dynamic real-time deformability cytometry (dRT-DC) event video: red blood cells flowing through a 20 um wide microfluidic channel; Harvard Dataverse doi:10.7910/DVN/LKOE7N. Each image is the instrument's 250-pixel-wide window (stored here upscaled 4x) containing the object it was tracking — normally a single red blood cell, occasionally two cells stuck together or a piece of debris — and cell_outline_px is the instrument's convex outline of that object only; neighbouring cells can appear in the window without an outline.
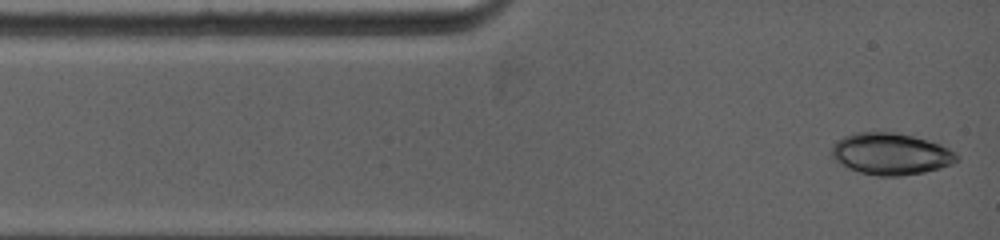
{"species": "common noctule bat (a hibernating species)", "species_latin": "Nyctalus noctula", "temperature_condition": "warm", "stored_images_in_passage": 9, "camera_frame_rate_fps": 5000, "um_per_image_px": 0.085, "animal": {"sex": "female", "body_mass_g": 19.0, "forearm_length_mm": 53.3}, "frame": {"image": 1, "passage_image": 1, "time_ms": 0.0, "image_size_px": [1000, 240], "cell_outline_px": [[960, 160], [952, 164], [940, 168], [924, 172], [900, 176], [880, 176], [860, 172], [848, 168], [836, 160], [832, 156], [832, 144], [836, 140], [844, 136], [856, 132], [896, 132], [940, 140], [956, 152], [960, 156]], "centroid_in_image_um": [75.83, 13.05], "position_along_channel_um": 9.2, "area_um2": 31.27}}
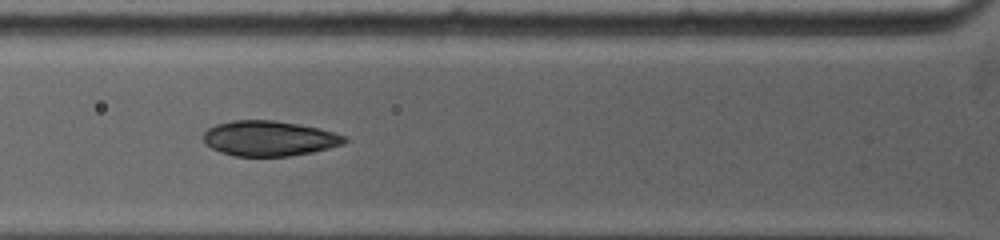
{"frame": {"image": 2, "passage_image": 7, "time_ms": 3.4, "image_size_px": [1000, 240], "cell_outline_px": [[348, 140], [344, 144], [312, 152], [288, 156], [236, 156], [220, 152], [212, 148], [204, 140], [204, 132], [208, 128], [216, 124], [232, 120], [272, 120], [320, 128], [344, 136]], "centroid_in_image_um": [22.87, 11.76], "position_along_channel_um": 102.9, "area_um2": 28.73}}
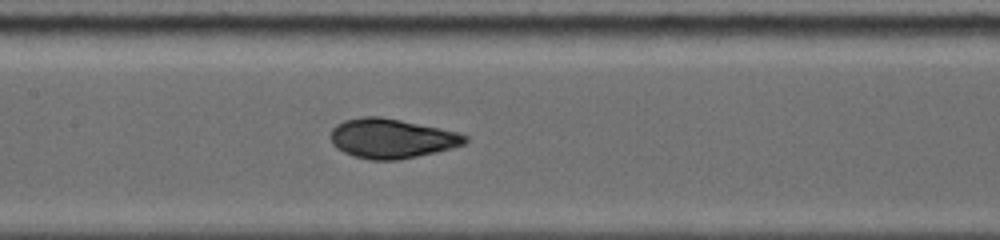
{"frame": {"image": 3, "passage_image": 9, "time_ms": 5.2, "image_size_px": [1000, 240], "cell_outline_px": [[468, 140], [464, 144], [452, 148], [436, 152], [396, 160], [372, 160], [352, 156], [336, 148], [332, 144], [332, 128], [336, 124], [344, 120], [364, 116], [380, 116], [460, 132], [468, 136]], "centroid_in_image_um": [33.29, 11.77], "position_along_channel_um": 174.1, "area_um2": 30.98}}